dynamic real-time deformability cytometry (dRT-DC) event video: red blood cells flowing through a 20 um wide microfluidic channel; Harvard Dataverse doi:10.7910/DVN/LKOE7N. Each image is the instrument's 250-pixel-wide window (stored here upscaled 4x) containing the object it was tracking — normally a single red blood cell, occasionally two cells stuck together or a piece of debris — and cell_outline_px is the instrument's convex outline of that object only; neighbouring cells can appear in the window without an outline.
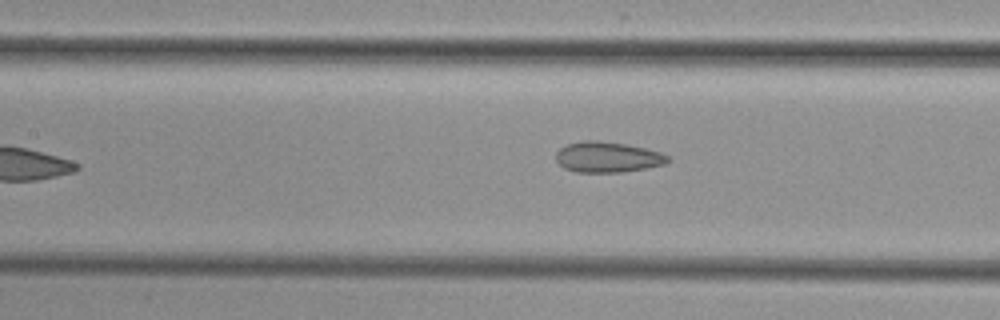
{"species": "common noctule bat (a hibernating species)", "species_latin": "Nyctalus noctula", "temperature_condition": "cold", "stored_images_in_passage": 9, "camera_frame_rate_fps": 3000, "um_per_image_px": 0.085, "animal": {"sex": "female", "body_mass_g": 29.2, "forearm_length_mm": 56.3}, "frame": {"image": 1, "passage_image": 7, "time_ms": 8.0, "image_size_px": [1000, 320], "cell_outline_px": [[672, 160], [664, 164], [624, 172], [576, 172], [564, 168], [556, 160], [556, 152], [560, 148], [568, 144], [584, 140], [596, 140], [624, 144], [644, 148], [660, 152], [668, 156]], "centroid_in_image_um": [51.63, 13.35], "position_along_channel_um": 155.8, "area_um2": 19.83}}